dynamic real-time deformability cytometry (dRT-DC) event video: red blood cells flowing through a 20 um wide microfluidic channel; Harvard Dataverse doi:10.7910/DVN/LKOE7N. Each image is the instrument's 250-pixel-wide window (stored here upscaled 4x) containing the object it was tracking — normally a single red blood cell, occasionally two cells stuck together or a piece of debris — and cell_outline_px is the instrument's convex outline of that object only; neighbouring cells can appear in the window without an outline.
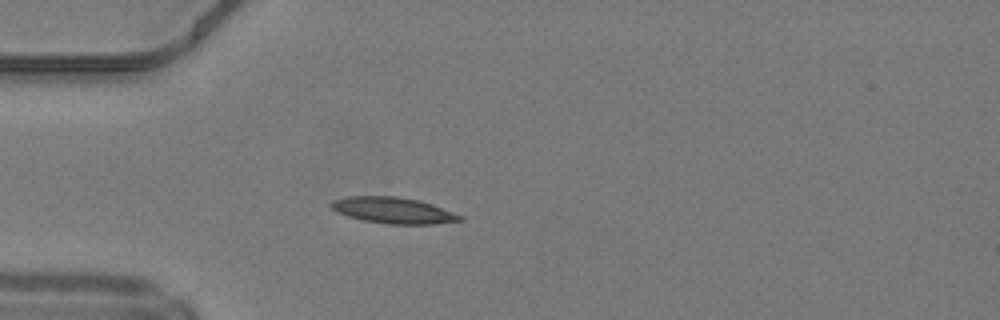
{"species": "common noctule bat (a hibernating species)", "species_latin": "Nyctalus noctula", "temperature_condition": "warm", "stored_images_in_passage": 36, "camera_frame_rate_fps": 3000, "um_per_image_px": 0.085, "animal": {"sex": "male", "body_mass_g": 19.2, "forearm_length_mm": 51.8}, "frame": {"image": 1, "passage_image": 1, "time_ms": 0.0, "image_size_px": [1000, 320], "cell_outline_px": [[464, 220], [432, 224], [388, 224], [360, 220], [348, 216], [332, 208], [328, 204], [332, 200], [348, 196], [396, 196], [420, 200], [432, 204], [464, 216]], "centroid_in_image_um": [33.43, 17.88], "position_along_channel_um": 51.6, "area_um2": 19.71}}
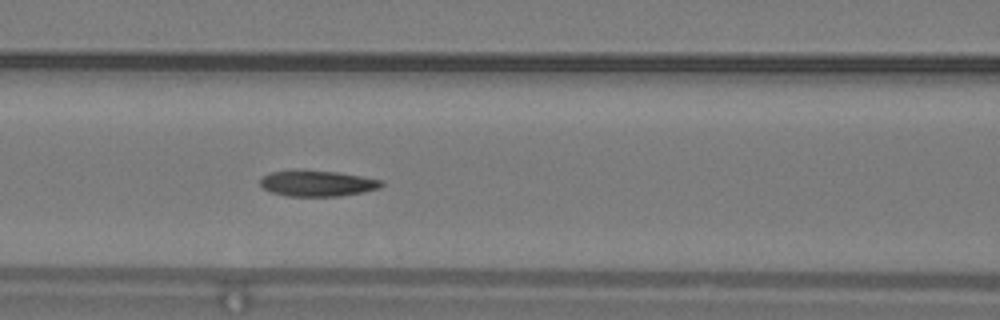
{"frame": {"image": 2, "passage_image": 8, "time_ms": 2.333, "image_size_px": [1000, 320], "cell_outline_px": [[384, 184], [380, 188], [340, 196], [288, 196], [272, 192], [264, 188], [260, 184], [260, 180], [264, 176], [272, 172], [336, 172], [384, 180]], "centroid_in_image_um": [27.03, 15.62], "position_along_channel_um": 139.6, "area_um2": 17.51}}
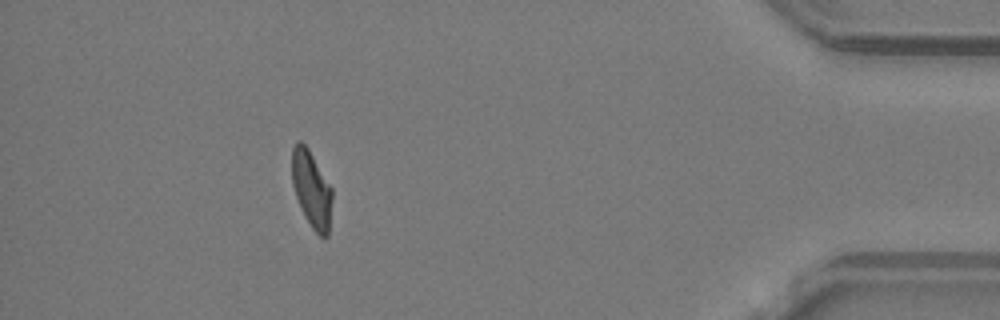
{"frame": {"image": 3, "passage_image": 31, "time_ms": 10.0, "image_size_px": [1000, 320], "cell_outline_px": [[332, 200], [328, 236], [324, 240], [312, 228], [296, 196], [292, 184], [292, 148], [296, 140], [300, 140], [308, 148], [332, 188]], "centroid_in_image_um": [26.49, 16.06], "position_along_channel_um": 408.7, "area_um2": 17.8}, "authors_computed_cell_mechanics": {"area_um2": 18.3804, "velocity_mm_per_s": 4.2287, "shape_relaxation_time_tau1_ms": 8.6003, "shape_relaxation_time_tau2_ms": 3.5665, "deformation_change_tau1": 0.2383, "deformation_change_tau2": 0.1035}}